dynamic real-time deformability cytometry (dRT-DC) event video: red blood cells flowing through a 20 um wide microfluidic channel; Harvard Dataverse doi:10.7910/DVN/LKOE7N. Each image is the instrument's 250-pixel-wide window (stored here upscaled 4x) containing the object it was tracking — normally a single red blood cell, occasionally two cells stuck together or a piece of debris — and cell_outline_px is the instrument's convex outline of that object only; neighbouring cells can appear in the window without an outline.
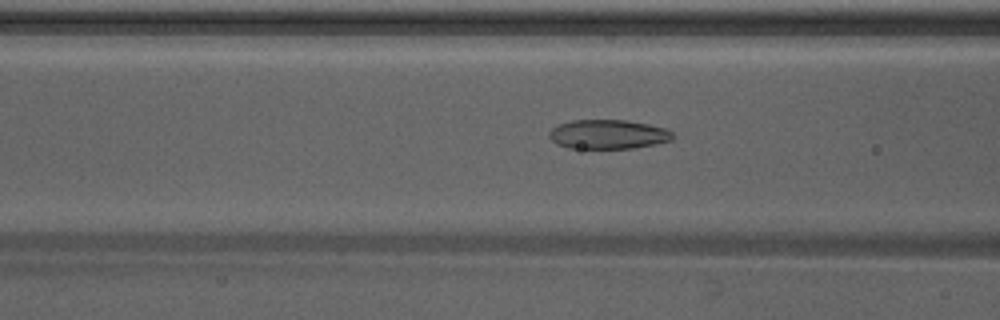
{"species": "Egyptian fruit bat (a non-hibernating species)", "species_latin": "Rousettus aegyptiacus", "temperature_condition": "warm", "stored_images_in_passage": 41, "camera_frame_rate_fps": 3000, "um_per_image_px": 0.085, "animal": {"sex": "male"}, "frame": {"image": 1, "passage_image": 12, "time_ms": 3.667, "image_size_px": [1000, 320], "cell_outline_px": [[672, 140], [632, 148], [568, 148], [556, 144], [548, 136], [548, 132], [552, 128], [560, 124], [572, 120], [624, 120], [648, 124], [664, 128], [672, 132]], "centroid_in_image_um": [51.63, 11.41], "position_along_channel_um": 115.0, "area_um2": 20.87}}
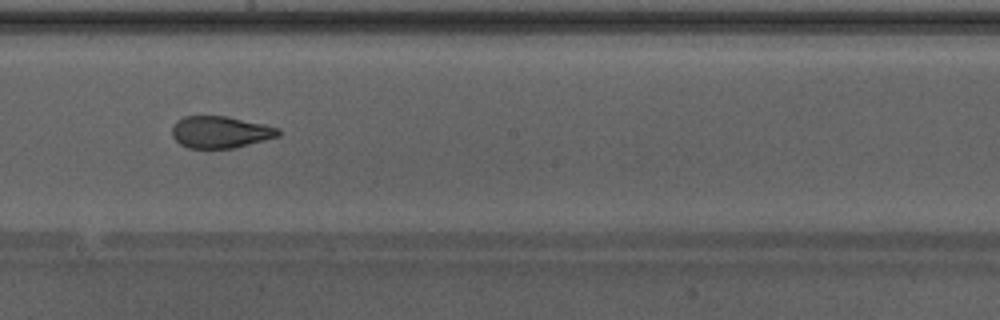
{"frame": {"image": 2, "passage_image": 20, "time_ms": 6.333, "image_size_px": [1000, 320], "cell_outline_px": [[280, 136], [232, 148], [188, 148], [180, 144], [172, 136], [172, 128], [176, 120], [184, 116], [228, 116], [264, 124], [280, 128]], "centroid_in_image_um": [18.72, 11.22], "position_along_channel_um": 229.5, "area_um2": 19.77}}
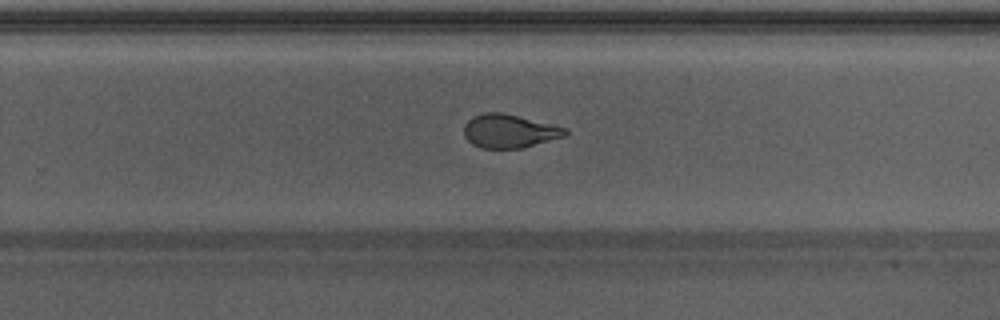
{"frame": {"image": 3, "passage_image": 24, "time_ms": 7.667, "image_size_px": [1000, 320], "cell_outline_px": [[568, 132], [564, 136], [520, 148], [480, 148], [472, 144], [464, 136], [464, 124], [472, 116], [484, 112], [500, 112], [568, 128]], "centroid_in_image_um": [43.24, 11.14], "position_along_channel_um": 286.6, "area_um2": 19.59}, "authors_computed_cell_mechanics": {"area_um2": 20.9814, "velocity_mm_per_s": 4.2974, "shape_relaxation_time_tau1_ms": null, "shape_relaxation_time_tau2_ms": 1.1363, "deformation_change_tau1": null, "deformation_change_tau2": 0.0759}}